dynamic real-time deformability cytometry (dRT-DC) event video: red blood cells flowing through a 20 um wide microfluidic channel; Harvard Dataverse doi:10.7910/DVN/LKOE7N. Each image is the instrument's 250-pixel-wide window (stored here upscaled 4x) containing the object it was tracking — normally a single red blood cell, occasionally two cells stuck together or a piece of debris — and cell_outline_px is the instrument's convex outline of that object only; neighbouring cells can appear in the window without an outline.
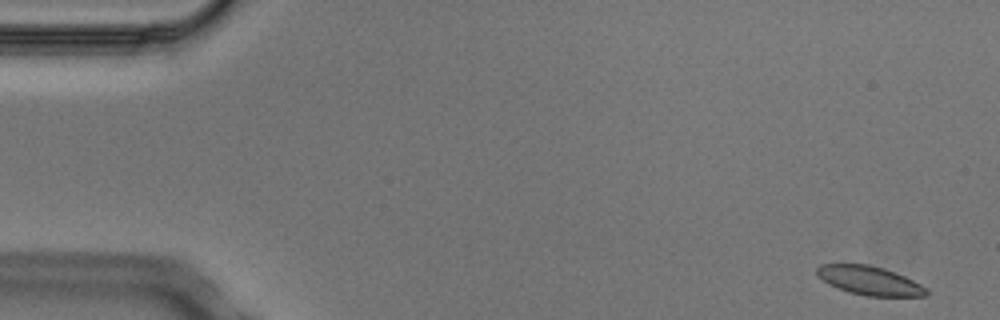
{"species": "Egyptian fruit bat (a non-hibernating species)", "species_latin": "Rousettus aegyptiacus", "temperature_condition": "cold", "stored_images_in_passage": 6, "camera_frame_rate_fps": 3000, "um_per_image_px": 0.085, "animal": {"sex": "male"}, "frame": {"image": 1, "passage_image": 1, "time_ms": 0.0, "image_size_px": [1000, 320], "cell_outline_px": [[928, 296], [864, 296], [848, 292], [828, 284], [816, 272], [816, 268], [820, 264], [868, 264], [884, 268], [904, 276], [928, 288]], "centroid_in_image_um": [73.92, 23.85], "position_along_channel_um": 11.1, "area_um2": 18.38}}